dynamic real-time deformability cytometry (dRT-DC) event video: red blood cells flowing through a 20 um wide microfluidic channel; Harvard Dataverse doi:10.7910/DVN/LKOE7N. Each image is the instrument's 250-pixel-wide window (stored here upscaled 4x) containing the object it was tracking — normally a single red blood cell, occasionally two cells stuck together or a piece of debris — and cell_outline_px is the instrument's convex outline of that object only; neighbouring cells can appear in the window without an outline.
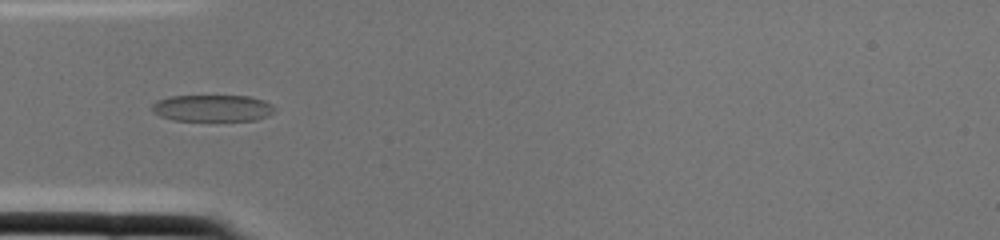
{"species": "common noctule bat (a hibernating species)", "species_latin": "Nyctalus noctula", "temperature_condition": "cold", "stored_images_in_passage": 2, "camera_frame_rate_fps": 3000, "um_per_image_px": 0.085, "animal": {"sex": "female", "body_mass_g": 22.0, "forearm_length_mm": 56.7}, "frame": {"image": 1, "passage_image": 2, "time_ms": 0.333, "image_size_px": [1000, 240], "cell_outline_px": [[276, 108], [268, 116], [256, 120], [172, 120], [160, 116], [152, 112], [152, 104], [156, 100], [168, 96], [248, 96], [264, 100], [272, 104]], "centroid_in_image_um": [18.04, 9.18], "position_along_channel_um": 67.0, "area_um2": 19.13}}